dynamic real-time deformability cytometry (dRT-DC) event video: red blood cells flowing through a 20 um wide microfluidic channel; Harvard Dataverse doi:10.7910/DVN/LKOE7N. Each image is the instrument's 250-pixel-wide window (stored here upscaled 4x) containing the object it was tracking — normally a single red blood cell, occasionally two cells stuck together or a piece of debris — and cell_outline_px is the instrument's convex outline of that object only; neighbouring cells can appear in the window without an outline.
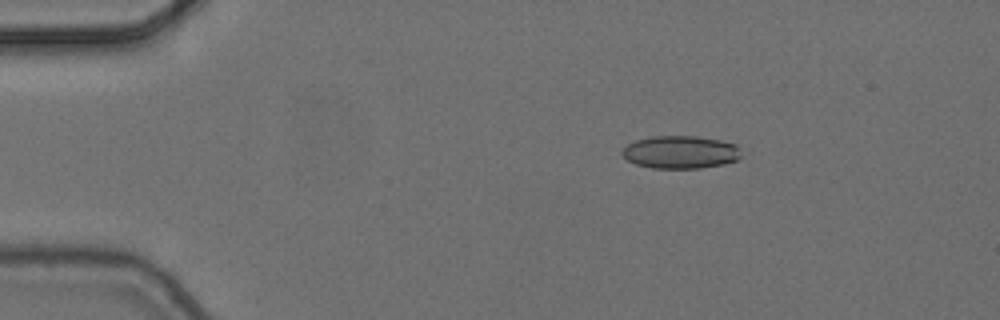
{"species": "common noctule bat (a hibernating species)", "species_latin": "Nyctalus noctula", "temperature_condition": "cold", "stored_images_in_passage": 3, "camera_frame_rate_fps": 3000, "um_per_image_px": 0.085, "animal": {"sex": "female", "body_mass_g": 24.6, "forearm_length_mm": 56.2}, "frame": {"image": 1, "passage_image": 1, "time_ms": 0.0, "image_size_px": [1000, 320], "cell_outline_px": [[740, 156], [736, 160], [724, 164], [700, 168], [652, 168], [636, 164], [628, 160], [620, 152], [628, 144], [636, 140], [652, 136], [696, 136], [720, 140], [736, 144], [740, 148]], "centroid_in_image_um": [57.85, 12.93], "position_along_channel_um": 27.2, "area_um2": 22.72}}